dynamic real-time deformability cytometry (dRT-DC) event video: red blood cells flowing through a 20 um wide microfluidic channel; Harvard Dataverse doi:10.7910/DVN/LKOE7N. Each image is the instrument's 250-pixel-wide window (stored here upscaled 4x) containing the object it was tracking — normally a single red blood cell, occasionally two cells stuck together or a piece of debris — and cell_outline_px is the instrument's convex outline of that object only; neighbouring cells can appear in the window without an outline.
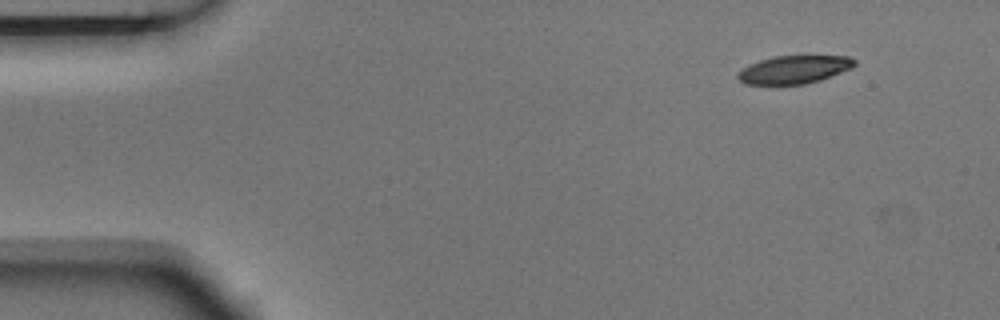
{"species": "Egyptian fruit bat (a non-hibernating species)", "species_latin": "Rousettus aegyptiacus", "temperature_condition": "room temperature", "stored_images_in_passage": 4, "camera_frame_rate_fps": 3000, "um_per_image_px": 0.085, "animal": {"sex": "male"}, "frame": {"image": 1, "passage_image": 1, "time_ms": 0.0, "image_size_px": [1000, 320], "cell_outline_px": [[856, 64], [852, 68], [820, 80], [804, 84], [744, 84], [736, 76], [748, 64], [760, 60], [776, 56], [848, 56], [856, 60]], "centroid_in_image_um": [67.52, 5.91], "position_along_channel_um": 17.5, "area_um2": 18.9}}
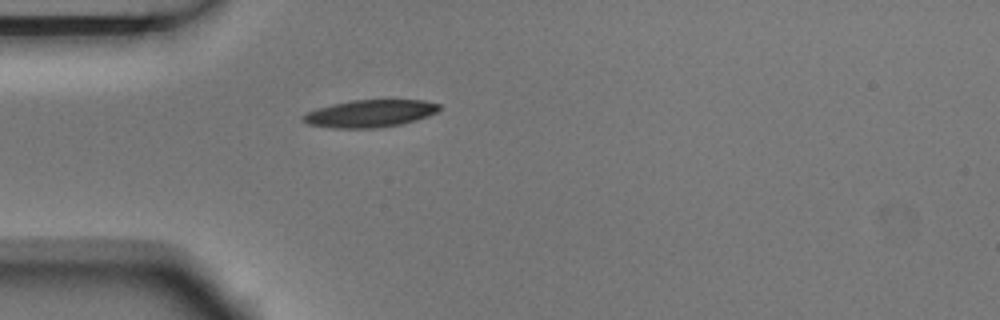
{"frame": {"image": 2, "passage_image": 4, "time_ms": 1.0, "image_size_px": [1000, 320], "cell_outline_px": [[440, 108], [436, 112], [428, 116], [416, 120], [400, 124], [376, 128], [332, 128], [308, 124], [300, 120], [300, 116], [316, 108], [332, 104], [352, 100], [424, 100], [440, 104]], "centroid_in_image_um": [31.41, 9.65], "position_along_channel_um": 53.6, "area_um2": 21.79}}